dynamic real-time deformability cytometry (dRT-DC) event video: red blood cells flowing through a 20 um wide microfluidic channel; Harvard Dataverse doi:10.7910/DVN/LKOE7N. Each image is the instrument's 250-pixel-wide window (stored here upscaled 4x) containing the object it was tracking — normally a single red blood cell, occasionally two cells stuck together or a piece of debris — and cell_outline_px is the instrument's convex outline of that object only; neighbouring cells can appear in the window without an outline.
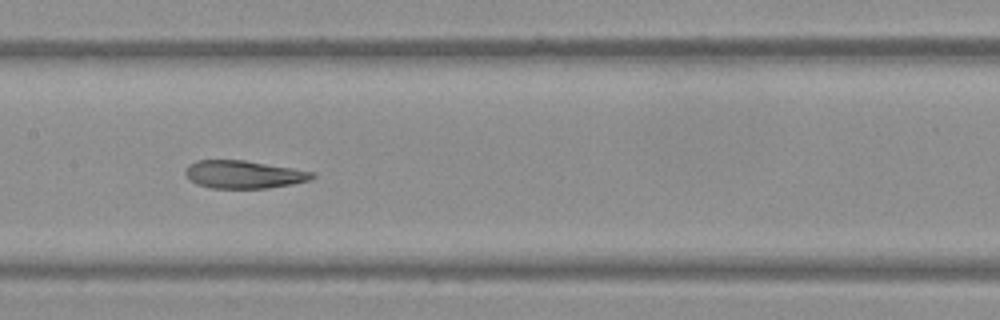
{"species": "Egyptian fruit bat (a non-hibernating species)", "species_latin": "Rousettus aegyptiacus", "temperature_condition": "warm", "stored_images_in_passage": 35, "camera_frame_rate_fps": 3000, "um_per_image_px": 0.085, "frame": {"image": 1, "passage_image": 11, "time_ms": 3.333, "image_size_px": [1000, 320], "cell_outline_px": [[316, 176], [312, 180], [292, 184], [268, 188], [212, 188], [196, 184], [184, 172], [188, 164], [196, 160], [244, 160], [316, 172]], "centroid_in_image_um": [20.75, 14.82], "position_along_channel_um": 186.7, "area_um2": 20.63}}